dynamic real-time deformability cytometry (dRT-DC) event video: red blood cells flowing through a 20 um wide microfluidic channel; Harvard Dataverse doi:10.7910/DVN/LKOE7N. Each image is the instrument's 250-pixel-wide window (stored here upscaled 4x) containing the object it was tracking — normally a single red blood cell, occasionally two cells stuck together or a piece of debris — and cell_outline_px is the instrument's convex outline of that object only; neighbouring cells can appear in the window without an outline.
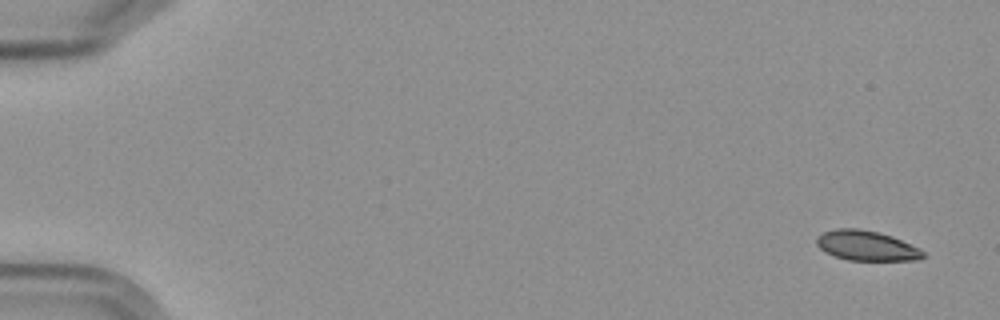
{"species": "Egyptian fruit bat (a non-hibernating species)", "species_latin": "Rousettus aegyptiacus", "temperature_condition": "cold", "stored_images_in_passage": 7, "camera_frame_rate_fps": 3000, "um_per_image_px": 0.085, "frame": {"image": 1, "passage_image": 1, "time_ms": 0.0, "image_size_px": [1000, 320], "cell_outline_px": [[924, 256], [920, 260], [848, 260], [832, 256], [824, 252], [816, 244], [816, 236], [824, 232], [836, 228], [860, 228], [880, 232], [892, 236], [920, 248], [924, 252]], "centroid_in_image_um": [73.63, 20.87], "position_along_channel_um": 11.4, "area_um2": 18.84}}
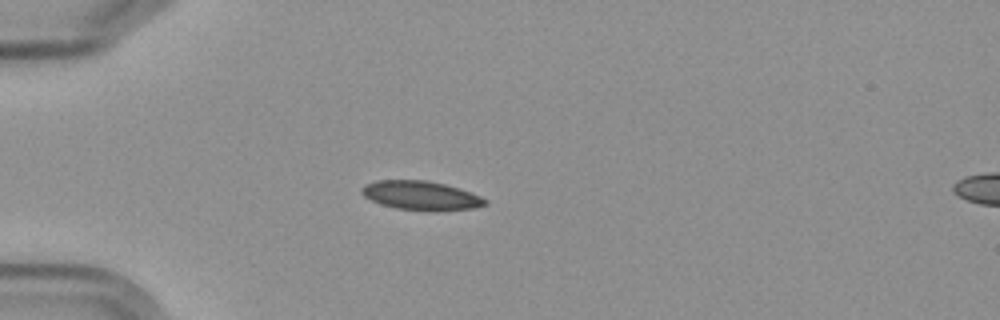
{"frame": {"image": 2, "passage_image": 5, "time_ms": 4.667, "image_size_px": [1000, 320], "cell_outline_px": [[488, 204], [472, 208], [396, 208], [372, 200], [364, 196], [360, 192], [360, 188], [364, 184], [376, 180], [428, 180], [460, 188], [472, 192], [488, 200]], "centroid_in_image_um": [35.74, 16.55], "position_along_channel_um": 49.3, "area_um2": 20.0}}
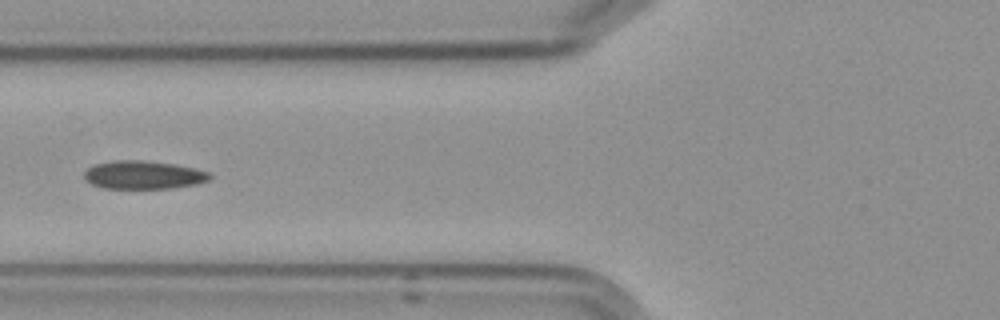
{"frame": {"image": 3, "passage_image": 7, "time_ms": 7.0, "image_size_px": [1000, 320], "cell_outline_px": [[212, 180], [196, 184], [172, 188], [104, 188], [92, 184], [84, 180], [84, 172], [88, 168], [96, 164], [116, 160], [140, 160], [172, 164], [196, 168], [208, 172], [212, 176]], "centroid_in_image_um": [12.21, 14.87], "position_along_channel_um": 113.6, "area_um2": 20.63}}